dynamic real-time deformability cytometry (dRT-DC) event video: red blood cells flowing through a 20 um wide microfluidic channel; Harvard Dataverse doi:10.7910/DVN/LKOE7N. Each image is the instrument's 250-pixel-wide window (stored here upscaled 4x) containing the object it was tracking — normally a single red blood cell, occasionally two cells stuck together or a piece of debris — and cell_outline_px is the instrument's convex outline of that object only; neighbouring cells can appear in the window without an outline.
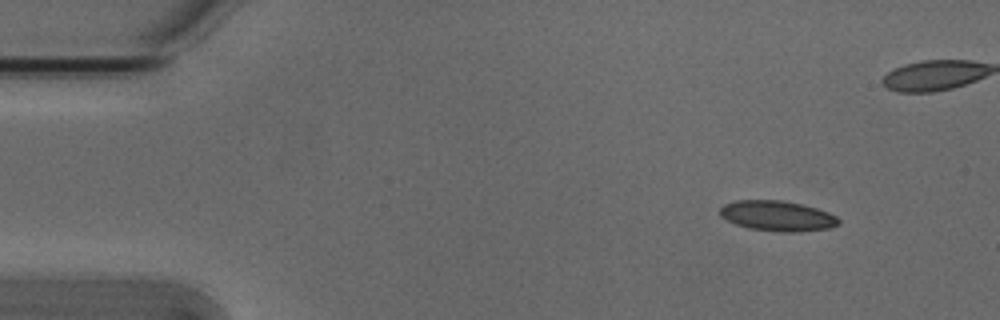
{"species": "Egyptian fruit bat (a non-hibernating species)", "species_latin": "Rousettus aegyptiacus", "temperature_condition": "cold", "stored_images_in_passage": 2, "camera_frame_rate_fps": 3000, "um_per_image_px": 0.085, "animal": {"sex": "male"}, "frame": {"image": 1, "passage_image": 2, "time_ms": 0.333, "image_size_px": [1000, 320], "cell_outline_px": [[840, 224], [828, 228], [800, 232], [780, 232], [748, 228], [736, 224], [720, 216], [720, 208], [724, 204], [736, 200], [780, 200], [804, 204], [828, 212], [836, 216], [840, 220]], "centroid_in_image_um": [66.09, 18.35], "position_along_channel_um": 18.9, "area_um2": 21.04}}